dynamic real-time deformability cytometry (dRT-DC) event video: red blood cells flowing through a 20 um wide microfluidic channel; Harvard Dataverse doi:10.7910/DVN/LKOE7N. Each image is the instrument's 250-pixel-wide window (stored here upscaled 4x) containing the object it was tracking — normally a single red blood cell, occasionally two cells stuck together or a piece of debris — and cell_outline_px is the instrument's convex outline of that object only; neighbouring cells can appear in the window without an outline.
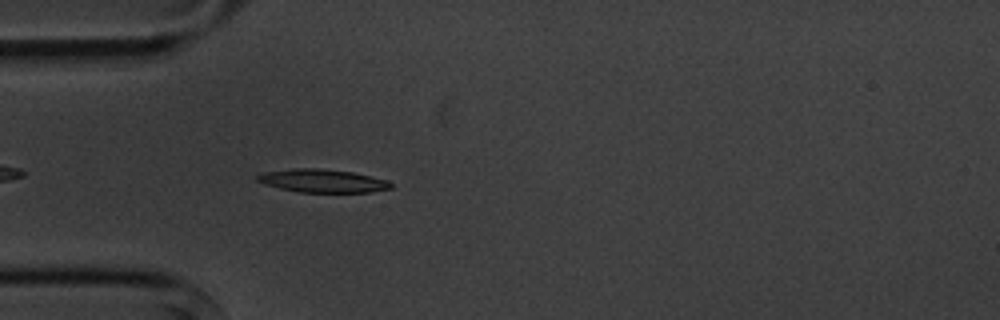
{"species": "common noctule bat (a hibernating species)", "species_latin": "Nyctalus noctula", "temperature_condition": "cold", "stored_images_in_passage": 4, "camera_frame_rate_fps": 3000, "um_per_image_px": 0.085, "animal": {"sex": "male", "body_mass_g": 20.1, "forearm_length_mm": 53.5}, "frame": {"image": 1, "passage_image": 4, "time_ms": 3.667, "image_size_px": [1000, 320], "cell_outline_px": [[392, 188], [372, 192], [300, 192], [280, 188], [264, 184], [256, 180], [256, 176], [264, 172], [292, 168], [320, 168], [352, 172], [388, 180], [392, 184]], "centroid_in_image_um": [27.41, 15.37], "position_along_channel_um": 57.6, "area_um2": 18.03}}